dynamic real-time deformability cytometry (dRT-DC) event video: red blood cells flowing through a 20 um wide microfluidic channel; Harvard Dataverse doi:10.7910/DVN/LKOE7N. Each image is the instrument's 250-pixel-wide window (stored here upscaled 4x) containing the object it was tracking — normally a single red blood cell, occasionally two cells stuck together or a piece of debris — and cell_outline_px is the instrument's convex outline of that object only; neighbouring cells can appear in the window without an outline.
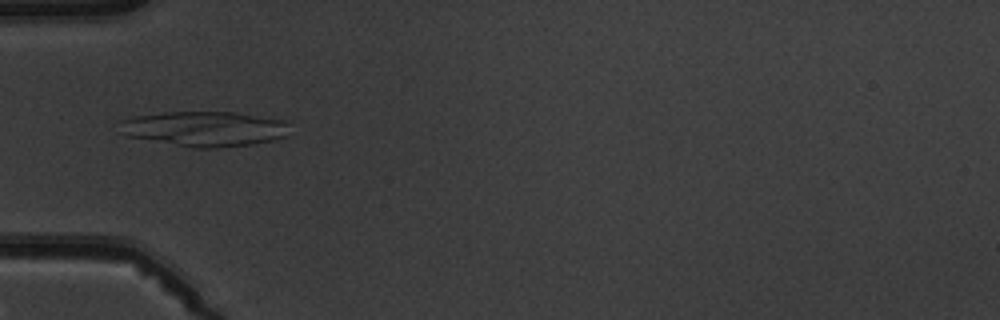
{"species": "common noctule bat (a hibernating species)", "species_latin": "Nyctalus noctula", "temperature_condition": "warm", "stored_images_in_passage": 6, "camera_frame_rate_fps": 3000, "um_per_image_px": 0.085, "animal": {"sex": "male", "body_mass_g": 19.5, "forearm_length_mm": 54.6}, "frame": {"image": 1, "passage_image": 5, "time_ms": 5.0, "image_size_px": [1000, 320], "cell_outline_px": [[288, 136], [272, 140], [252, 144], [216, 148], [196, 148], [128, 136], [116, 132], [120, 120], [136, 116], [164, 112], [236, 112], [284, 120], [288, 124]], "centroid_in_image_um": [17.36, 10.94], "position_along_channel_um": 67.6, "area_um2": 34.85}}
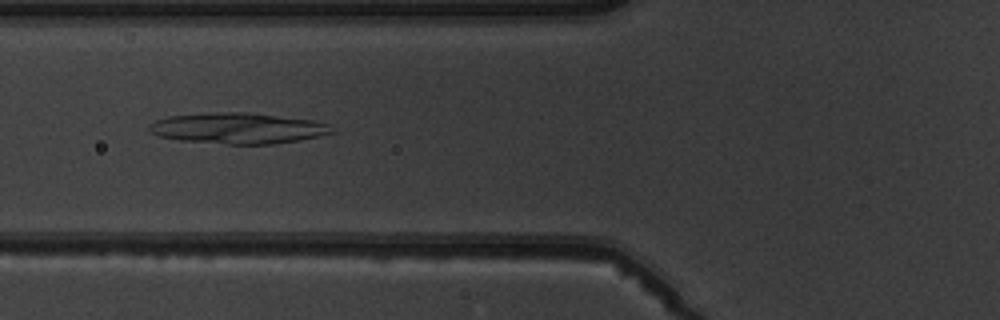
{"frame": {"image": 2, "passage_image": 6, "time_ms": 6.0, "image_size_px": [1000, 320], "cell_outline_px": [[336, 132], [320, 136], [300, 140], [272, 144], [228, 144], [180, 140], [156, 136], [148, 132], [148, 124], [156, 120], [168, 116], [208, 112], [248, 112], [316, 120], [328, 124]], "centroid_in_image_um": [20.21, 10.89], "position_along_channel_um": 105.6, "area_um2": 33.29}}